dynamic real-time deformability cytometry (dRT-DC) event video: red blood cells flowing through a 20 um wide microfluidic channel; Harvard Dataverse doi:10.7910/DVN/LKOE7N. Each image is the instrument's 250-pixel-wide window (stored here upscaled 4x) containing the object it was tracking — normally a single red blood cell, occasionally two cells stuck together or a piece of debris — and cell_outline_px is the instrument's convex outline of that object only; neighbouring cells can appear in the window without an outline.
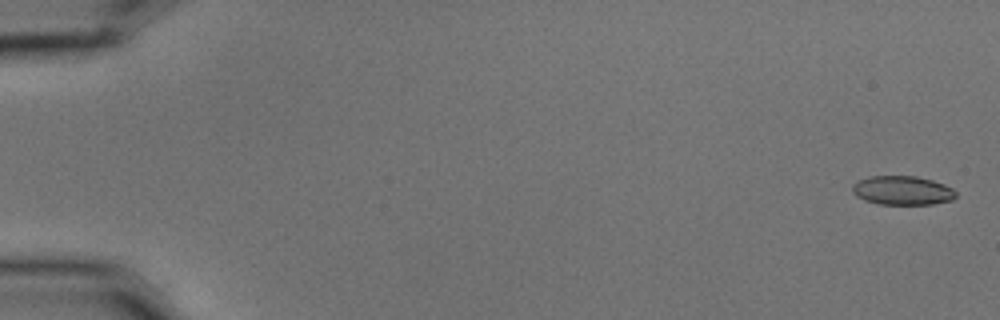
{"species": "common noctule bat (a hibernating species)", "species_latin": "Nyctalus noctula", "temperature_condition": "cold", "stored_images_in_passage": 6, "camera_frame_rate_fps": 3000, "um_per_image_px": 0.085, "animal": {"sex": "male", "body_mass_g": 15.6}, "frame": {"image": 1, "passage_image": 1, "time_ms": 0.0, "image_size_px": [1000, 320], "cell_outline_px": [[956, 196], [952, 200], [932, 204], [880, 204], [864, 200], [856, 196], [852, 192], [852, 184], [856, 180], [872, 176], [916, 176], [932, 180], [944, 184], [952, 188], [956, 192]], "centroid_in_image_um": [76.68, 16.18], "position_along_channel_um": 8.3, "area_um2": 17.57}}